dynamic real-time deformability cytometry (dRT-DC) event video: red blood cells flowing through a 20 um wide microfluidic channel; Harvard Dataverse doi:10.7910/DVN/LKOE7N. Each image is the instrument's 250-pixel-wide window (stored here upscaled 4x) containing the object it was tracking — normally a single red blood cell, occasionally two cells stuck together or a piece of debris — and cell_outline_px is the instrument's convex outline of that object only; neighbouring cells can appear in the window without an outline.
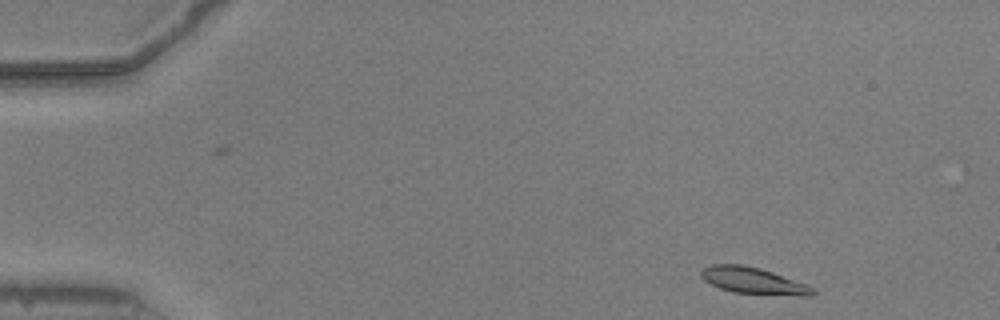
{"species": "common noctule bat (a hibernating species)", "species_latin": "Nyctalus noctula", "temperature_condition": "warm", "stored_images_in_passage": 48, "camera_frame_rate_fps": 3000, "um_per_image_px": 0.085, "animal": {"sex": "male", "body_mass_g": 20.5, "forearm_length_mm": 52.5}, "frame": {"image": 1, "passage_image": 2, "time_ms": 0.333, "image_size_px": [1000, 320], "cell_outline_px": [[816, 292], [812, 296], [800, 296], [732, 292], [720, 288], [704, 280], [700, 276], [700, 272], [704, 268], [712, 264], [740, 264], [760, 268], [808, 284], [816, 288]], "centroid_in_image_um": [64.08, 23.86], "position_along_channel_um": 20.9, "area_um2": 17.34}}
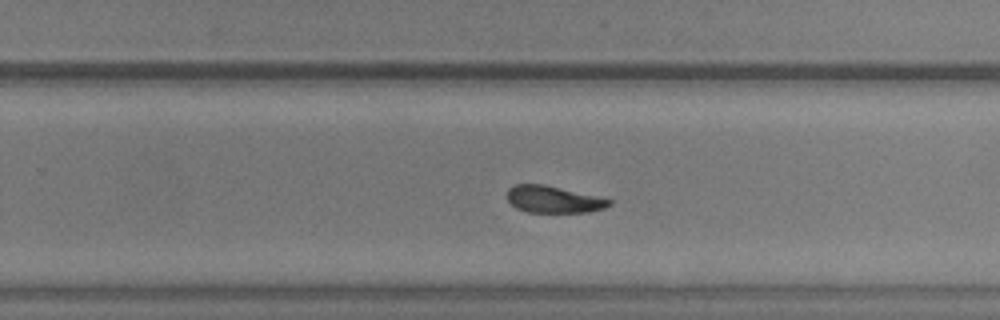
{"frame": {"image": 2, "passage_image": 30, "time_ms": 9.667, "image_size_px": [1000, 320], "cell_outline_px": [[612, 204], [604, 208], [588, 212], [528, 212], [516, 208], [508, 200], [508, 188], [516, 184], [544, 184], [612, 200]], "centroid_in_image_um": [47.03, 16.95], "position_along_channel_um": 282.8, "area_um2": 15.78}}
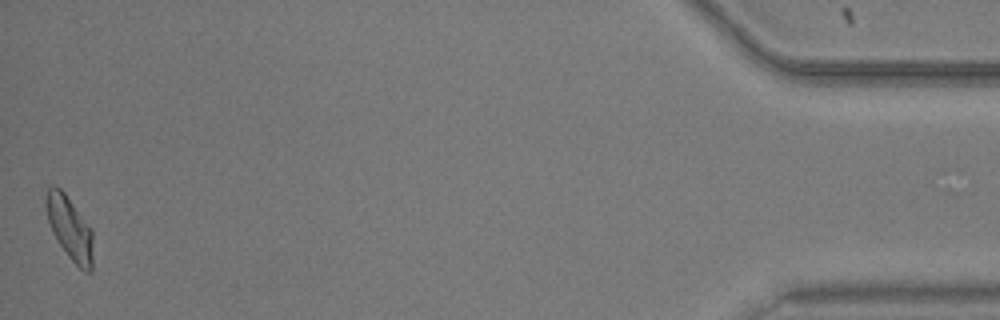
{"frame": {"image": 3, "passage_image": 48, "time_ms": 15.667, "image_size_px": [1000, 320], "cell_outline_px": [[92, 268], [88, 272], [84, 272], [68, 256], [52, 232], [48, 220], [44, 204], [44, 200], [48, 188], [52, 184], [60, 188], [64, 192], [92, 228]], "centroid_in_image_um": [5.91, 19.35], "position_along_channel_um": 429.3, "area_um2": 17.34}, "authors_computed_cell_mechanics": {"area_um2": 17.1088, "velocity_mm_per_s": 3.8936, "shape_relaxation_time_tau1_ms": 5.3566, "shape_relaxation_time_tau2_ms": 4.3902, "deformation_change_tau1": 0.1481, "deformation_change_tau2": 0.1081}}